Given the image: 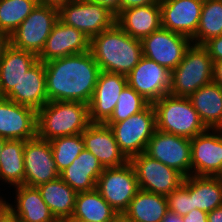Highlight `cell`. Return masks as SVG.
<instances>
[{
  "instance_id": "cell-37",
  "label": "cell",
  "mask_w": 222,
  "mask_h": 222,
  "mask_svg": "<svg viewBox=\"0 0 222 222\" xmlns=\"http://www.w3.org/2000/svg\"><path fill=\"white\" fill-rule=\"evenodd\" d=\"M202 46L208 51L213 63L222 60V35L211 38Z\"/></svg>"
},
{
  "instance_id": "cell-18",
  "label": "cell",
  "mask_w": 222,
  "mask_h": 222,
  "mask_svg": "<svg viewBox=\"0 0 222 222\" xmlns=\"http://www.w3.org/2000/svg\"><path fill=\"white\" fill-rule=\"evenodd\" d=\"M90 51V38L78 29L59 19L54 24L38 60L48 61Z\"/></svg>"
},
{
  "instance_id": "cell-42",
  "label": "cell",
  "mask_w": 222,
  "mask_h": 222,
  "mask_svg": "<svg viewBox=\"0 0 222 222\" xmlns=\"http://www.w3.org/2000/svg\"><path fill=\"white\" fill-rule=\"evenodd\" d=\"M213 81L222 87V60L213 63Z\"/></svg>"
},
{
  "instance_id": "cell-34",
  "label": "cell",
  "mask_w": 222,
  "mask_h": 222,
  "mask_svg": "<svg viewBox=\"0 0 222 222\" xmlns=\"http://www.w3.org/2000/svg\"><path fill=\"white\" fill-rule=\"evenodd\" d=\"M49 142L52 148L53 159L59 172L70 166L81 151L85 150L82 133L57 137Z\"/></svg>"
},
{
  "instance_id": "cell-1",
  "label": "cell",
  "mask_w": 222,
  "mask_h": 222,
  "mask_svg": "<svg viewBox=\"0 0 222 222\" xmlns=\"http://www.w3.org/2000/svg\"><path fill=\"white\" fill-rule=\"evenodd\" d=\"M48 101L89 104L100 73L90 51L44 63Z\"/></svg>"
},
{
  "instance_id": "cell-54",
  "label": "cell",
  "mask_w": 222,
  "mask_h": 222,
  "mask_svg": "<svg viewBox=\"0 0 222 222\" xmlns=\"http://www.w3.org/2000/svg\"><path fill=\"white\" fill-rule=\"evenodd\" d=\"M94 222H98V221H94ZM101 222H116V221H101Z\"/></svg>"
},
{
  "instance_id": "cell-49",
  "label": "cell",
  "mask_w": 222,
  "mask_h": 222,
  "mask_svg": "<svg viewBox=\"0 0 222 222\" xmlns=\"http://www.w3.org/2000/svg\"><path fill=\"white\" fill-rule=\"evenodd\" d=\"M68 222H83V221H80V220H77V219H73V218H68L66 219Z\"/></svg>"
},
{
  "instance_id": "cell-2",
  "label": "cell",
  "mask_w": 222,
  "mask_h": 222,
  "mask_svg": "<svg viewBox=\"0 0 222 222\" xmlns=\"http://www.w3.org/2000/svg\"><path fill=\"white\" fill-rule=\"evenodd\" d=\"M90 52L101 71L127 76L143 56L142 42L116 23L90 39Z\"/></svg>"
},
{
  "instance_id": "cell-32",
  "label": "cell",
  "mask_w": 222,
  "mask_h": 222,
  "mask_svg": "<svg viewBox=\"0 0 222 222\" xmlns=\"http://www.w3.org/2000/svg\"><path fill=\"white\" fill-rule=\"evenodd\" d=\"M222 35V0H204L199 25L192 44L203 45L211 38Z\"/></svg>"
},
{
  "instance_id": "cell-31",
  "label": "cell",
  "mask_w": 222,
  "mask_h": 222,
  "mask_svg": "<svg viewBox=\"0 0 222 222\" xmlns=\"http://www.w3.org/2000/svg\"><path fill=\"white\" fill-rule=\"evenodd\" d=\"M193 209L211 212L222 205V182L217 177L191 175Z\"/></svg>"
},
{
  "instance_id": "cell-36",
  "label": "cell",
  "mask_w": 222,
  "mask_h": 222,
  "mask_svg": "<svg viewBox=\"0 0 222 222\" xmlns=\"http://www.w3.org/2000/svg\"><path fill=\"white\" fill-rule=\"evenodd\" d=\"M168 210L185 216L193 210L191 198V175L186 177L183 184L166 196Z\"/></svg>"
},
{
  "instance_id": "cell-53",
  "label": "cell",
  "mask_w": 222,
  "mask_h": 222,
  "mask_svg": "<svg viewBox=\"0 0 222 222\" xmlns=\"http://www.w3.org/2000/svg\"><path fill=\"white\" fill-rule=\"evenodd\" d=\"M4 96L2 95V93H1V90H0V99H2Z\"/></svg>"
},
{
  "instance_id": "cell-19",
  "label": "cell",
  "mask_w": 222,
  "mask_h": 222,
  "mask_svg": "<svg viewBox=\"0 0 222 222\" xmlns=\"http://www.w3.org/2000/svg\"><path fill=\"white\" fill-rule=\"evenodd\" d=\"M204 0H160L162 27L192 39Z\"/></svg>"
},
{
  "instance_id": "cell-7",
  "label": "cell",
  "mask_w": 222,
  "mask_h": 222,
  "mask_svg": "<svg viewBox=\"0 0 222 222\" xmlns=\"http://www.w3.org/2000/svg\"><path fill=\"white\" fill-rule=\"evenodd\" d=\"M57 20V8L38 3L25 20L9 35L10 44L38 56Z\"/></svg>"
},
{
  "instance_id": "cell-3",
  "label": "cell",
  "mask_w": 222,
  "mask_h": 222,
  "mask_svg": "<svg viewBox=\"0 0 222 222\" xmlns=\"http://www.w3.org/2000/svg\"><path fill=\"white\" fill-rule=\"evenodd\" d=\"M37 137L50 141L81 134L91 123L88 104L79 101H48L37 110Z\"/></svg>"
},
{
  "instance_id": "cell-22",
  "label": "cell",
  "mask_w": 222,
  "mask_h": 222,
  "mask_svg": "<svg viewBox=\"0 0 222 222\" xmlns=\"http://www.w3.org/2000/svg\"><path fill=\"white\" fill-rule=\"evenodd\" d=\"M15 190L16 204L3 199L4 206L17 218L24 222H55L56 219L44 202L37 187L19 185Z\"/></svg>"
},
{
  "instance_id": "cell-52",
  "label": "cell",
  "mask_w": 222,
  "mask_h": 222,
  "mask_svg": "<svg viewBox=\"0 0 222 222\" xmlns=\"http://www.w3.org/2000/svg\"><path fill=\"white\" fill-rule=\"evenodd\" d=\"M3 204V197L0 195V206Z\"/></svg>"
},
{
  "instance_id": "cell-24",
  "label": "cell",
  "mask_w": 222,
  "mask_h": 222,
  "mask_svg": "<svg viewBox=\"0 0 222 222\" xmlns=\"http://www.w3.org/2000/svg\"><path fill=\"white\" fill-rule=\"evenodd\" d=\"M103 170L96 156L85 149L70 166L60 172L59 177L79 193L95 189Z\"/></svg>"
},
{
  "instance_id": "cell-25",
  "label": "cell",
  "mask_w": 222,
  "mask_h": 222,
  "mask_svg": "<svg viewBox=\"0 0 222 222\" xmlns=\"http://www.w3.org/2000/svg\"><path fill=\"white\" fill-rule=\"evenodd\" d=\"M37 61L38 56L33 52L15 48L11 44L6 47L0 59V90L4 97Z\"/></svg>"
},
{
  "instance_id": "cell-20",
  "label": "cell",
  "mask_w": 222,
  "mask_h": 222,
  "mask_svg": "<svg viewBox=\"0 0 222 222\" xmlns=\"http://www.w3.org/2000/svg\"><path fill=\"white\" fill-rule=\"evenodd\" d=\"M85 149L93 153L104 168L120 167L129 160L121 152L112 129L103 123H91L83 132Z\"/></svg>"
},
{
  "instance_id": "cell-17",
  "label": "cell",
  "mask_w": 222,
  "mask_h": 222,
  "mask_svg": "<svg viewBox=\"0 0 222 222\" xmlns=\"http://www.w3.org/2000/svg\"><path fill=\"white\" fill-rule=\"evenodd\" d=\"M127 85L123 74L100 71L92 98L88 104L90 123H105L116 107L120 93Z\"/></svg>"
},
{
  "instance_id": "cell-15",
  "label": "cell",
  "mask_w": 222,
  "mask_h": 222,
  "mask_svg": "<svg viewBox=\"0 0 222 222\" xmlns=\"http://www.w3.org/2000/svg\"><path fill=\"white\" fill-rule=\"evenodd\" d=\"M24 169V185L27 186L38 187L59 177L49 141L37 136L25 141Z\"/></svg>"
},
{
  "instance_id": "cell-35",
  "label": "cell",
  "mask_w": 222,
  "mask_h": 222,
  "mask_svg": "<svg viewBox=\"0 0 222 222\" xmlns=\"http://www.w3.org/2000/svg\"><path fill=\"white\" fill-rule=\"evenodd\" d=\"M150 103L128 84L120 93L116 107L106 122H120L144 110Z\"/></svg>"
},
{
  "instance_id": "cell-26",
  "label": "cell",
  "mask_w": 222,
  "mask_h": 222,
  "mask_svg": "<svg viewBox=\"0 0 222 222\" xmlns=\"http://www.w3.org/2000/svg\"><path fill=\"white\" fill-rule=\"evenodd\" d=\"M189 100L209 129H222V87L214 81L199 88Z\"/></svg>"
},
{
  "instance_id": "cell-43",
  "label": "cell",
  "mask_w": 222,
  "mask_h": 222,
  "mask_svg": "<svg viewBox=\"0 0 222 222\" xmlns=\"http://www.w3.org/2000/svg\"><path fill=\"white\" fill-rule=\"evenodd\" d=\"M207 222H222V205L208 212Z\"/></svg>"
},
{
  "instance_id": "cell-39",
  "label": "cell",
  "mask_w": 222,
  "mask_h": 222,
  "mask_svg": "<svg viewBox=\"0 0 222 222\" xmlns=\"http://www.w3.org/2000/svg\"><path fill=\"white\" fill-rule=\"evenodd\" d=\"M207 214V212L196 208L182 217L184 222H207Z\"/></svg>"
},
{
  "instance_id": "cell-38",
  "label": "cell",
  "mask_w": 222,
  "mask_h": 222,
  "mask_svg": "<svg viewBox=\"0 0 222 222\" xmlns=\"http://www.w3.org/2000/svg\"><path fill=\"white\" fill-rule=\"evenodd\" d=\"M97 3L108 9L111 13L117 16L121 12V0H89Z\"/></svg>"
},
{
  "instance_id": "cell-40",
  "label": "cell",
  "mask_w": 222,
  "mask_h": 222,
  "mask_svg": "<svg viewBox=\"0 0 222 222\" xmlns=\"http://www.w3.org/2000/svg\"><path fill=\"white\" fill-rule=\"evenodd\" d=\"M160 0H121V11L137 6L159 4Z\"/></svg>"
},
{
  "instance_id": "cell-21",
  "label": "cell",
  "mask_w": 222,
  "mask_h": 222,
  "mask_svg": "<svg viewBox=\"0 0 222 222\" xmlns=\"http://www.w3.org/2000/svg\"><path fill=\"white\" fill-rule=\"evenodd\" d=\"M5 98L36 111L41 109L48 102L44 63L38 60Z\"/></svg>"
},
{
  "instance_id": "cell-48",
  "label": "cell",
  "mask_w": 222,
  "mask_h": 222,
  "mask_svg": "<svg viewBox=\"0 0 222 222\" xmlns=\"http://www.w3.org/2000/svg\"><path fill=\"white\" fill-rule=\"evenodd\" d=\"M116 222H130V221L126 220L123 216H119V217L117 218V221H116Z\"/></svg>"
},
{
  "instance_id": "cell-41",
  "label": "cell",
  "mask_w": 222,
  "mask_h": 222,
  "mask_svg": "<svg viewBox=\"0 0 222 222\" xmlns=\"http://www.w3.org/2000/svg\"><path fill=\"white\" fill-rule=\"evenodd\" d=\"M0 222H24L21 219L15 217L5 206H0Z\"/></svg>"
},
{
  "instance_id": "cell-47",
  "label": "cell",
  "mask_w": 222,
  "mask_h": 222,
  "mask_svg": "<svg viewBox=\"0 0 222 222\" xmlns=\"http://www.w3.org/2000/svg\"><path fill=\"white\" fill-rule=\"evenodd\" d=\"M5 141H6V139L0 137V153H1V151H2V148H3V146H4Z\"/></svg>"
},
{
  "instance_id": "cell-9",
  "label": "cell",
  "mask_w": 222,
  "mask_h": 222,
  "mask_svg": "<svg viewBox=\"0 0 222 222\" xmlns=\"http://www.w3.org/2000/svg\"><path fill=\"white\" fill-rule=\"evenodd\" d=\"M96 189L112 208L122 216L139 190L132 164L127 162L120 167L104 168L97 180Z\"/></svg>"
},
{
  "instance_id": "cell-45",
  "label": "cell",
  "mask_w": 222,
  "mask_h": 222,
  "mask_svg": "<svg viewBox=\"0 0 222 222\" xmlns=\"http://www.w3.org/2000/svg\"><path fill=\"white\" fill-rule=\"evenodd\" d=\"M70 1L72 0H38L40 4L55 7L57 9L66 5Z\"/></svg>"
},
{
  "instance_id": "cell-6",
  "label": "cell",
  "mask_w": 222,
  "mask_h": 222,
  "mask_svg": "<svg viewBox=\"0 0 222 222\" xmlns=\"http://www.w3.org/2000/svg\"><path fill=\"white\" fill-rule=\"evenodd\" d=\"M104 124L112 129L121 152L128 160L145 152L149 140L157 129L156 114L152 104L126 120Z\"/></svg>"
},
{
  "instance_id": "cell-11",
  "label": "cell",
  "mask_w": 222,
  "mask_h": 222,
  "mask_svg": "<svg viewBox=\"0 0 222 222\" xmlns=\"http://www.w3.org/2000/svg\"><path fill=\"white\" fill-rule=\"evenodd\" d=\"M144 153L175 169L185 178L191 175V143L189 138L156 129Z\"/></svg>"
},
{
  "instance_id": "cell-30",
  "label": "cell",
  "mask_w": 222,
  "mask_h": 222,
  "mask_svg": "<svg viewBox=\"0 0 222 222\" xmlns=\"http://www.w3.org/2000/svg\"><path fill=\"white\" fill-rule=\"evenodd\" d=\"M24 145L23 140H6L0 153V181L12 187L24 184Z\"/></svg>"
},
{
  "instance_id": "cell-14",
  "label": "cell",
  "mask_w": 222,
  "mask_h": 222,
  "mask_svg": "<svg viewBox=\"0 0 222 222\" xmlns=\"http://www.w3.org/2000/svg\"><path fill=\"white\" fill-rule=\"evenodd\" d=\"M191 175L217 177L222 170V129H209L190 139Z\"/></svg>"
},
{
  "instance_id": "cell-27",
  "label": "cell",
  "mask_w": 222,
  "mask_h": 222,
  "mask_svg": "<svg viewBox=\"0 0 222 222\" xmlns=\"http://www.w3.org/2000/svg\"><path fill=\"white\" fill-rule=\"evenodd\" d=\"M37 188L56 220L72 217L78 193L60 177L41 184Z\"/></svg>"
},
{
  "instance_id": "cell-28",
  "label": "cell",
  "mask_w": 222,
  "mask_h": 222,
  "mask_svg": "<svg viewBox=\"0 0 222 222\" xmlns=\"http://www.w3.org/2000/svg\"><path fill=\"white\" fill-rule=\"evenodd\" d=\"M167 211L166 196L139 189L122 216L130 222H161Z\"/></svg>"
},
{
  "instance_id": "cell-5",
  "label": "cell",
  "mask_w": 222,
  "mask_h": 222,
  "mask_svg": "<svg viewBox=\"0 0 222 222\" xmlns=\"http://www.w3.org/2000/svg\"><path fill=\"white\" fill-rule=\"evenodd\" d=\"M213 81V61L202 45L191 44L182 61L171 72L169 93L189 98L199 88Z\"/></svg>"
},
{
  "instance_id": "cell-16",
  "label": "cell",
  "mask_w": 222,
  "mask_h": 222,
  "mask_svg": "<svg viewBox=\"0 0 222 222\" xmlns=\"http://www.w3.org/2000/svg\"><path fill=\"white\" fill-rule=\"evenodd\" d=\"M37 111L3 97L0 99V137L30 140L37 136Z\"/></svg>"
},
{
  "instance_id": "cell-12",
  "label": "cell",
  "mask_w": 222,
  "mask_h": 222,
  "mask_svg": "<svg viewBox=\"0 0 222 222\" xmlns=\"http://www.w3.org/2000/svg\"><path fill=\"white\" fill-rule=\"evenodd\" d=\"M143 56L173 71L182 61L191 39L161 27L142 40Z\"/></svg>"
},
{
  "instance_id": "cell-4",
  "label": "cell",
  "mask_w": 222,
  "mask_h": 222,
  "mask_svg": "<svg viewBox=\"0 0 222 222\" xmlns=\"http://www.w3.org/2000/svg\"><path fill=\"white\" fill-rule=\"evenodd\" d=\"M152 105L157 130L191 139L207 129L189 98L169 93Z\"/></svg>"
},
{
  "instance_id": "cell-33",
  "label": "cell",
  "mask_w": 222,
  "mask_h": 222,
  "mask_svg": "<svg viewBox=\"0 0 222 222\" xmlns=\"http://www.w3.org/2000/svg\"><path fill=\"white\" fill-rule=\"evenodd\" d=\"M38 3V0H0V29L11 35Z\"/></svg>"
},
{
  "instance_id": "cell-10",
  "label": "cell",
  "mask_w": 222,
  "mask_h": 222,
  "mask_svg": "<svg viewBox=\"0 0 222 222\" xmlns=\"http://www.w3.org/2000/svg\"><path fill=\"white\" fill-rule=\"evenodd\" d=\"M129 162L132 164L139 189L167 196L179 188L185 177L169 166L155 160L145 153L132 157Z\"/></svg>"
},
{
  "instance_id": "cell-13",
  "label": "cell",
  "mask_w": 222,
  "mask_h": 222,
  "mask_svg": "<svg viewBox=\"0 0 222 222\" xmlns=\"http://www.w3.org/2000/svg\"><path fill=\"white\" fill-rule=\"evenodd\" d=\"M126 77L127 84L150 104L169 94L171 71L145 56Z\"/></svg>"
},
{
  "instance_id": "cell-46",
  "label": "cell",
  "mask_w": 222,
  "mask_h": 222,
  "mask_svg": "<svg viewBox=\"0 0 222 222\" xmlns=\"http://www.w3.org/2000/svg\"><path fill=\"white\" fill-rule=\"evenodd\" d=\"M161 222H184V221L182 216L168 210L165 216L162 218Z\"/></svg>"
},
{
  "instance_id": "cell-23",
  "label": "cell",
  "mask_w": 222,
  "mask_h": 222,
  "mask_svg": "<svg viewBox=\"0 0 222 222\" xmlns=\"http://www.w3.org/2000/svg\"><path fill=\"white\" fill-rule=\"evenodd\" d=\"M116 24L133 38L142 40L162 27L160 4L122 10L116 16Z\"/></svg>"
},
{
  "instance_id": "cell-8",
  "label": "cell",
  "mask_w": 222,
  "mask_h": 222,
  "mask_svg": "<svg viewBox=\"0 0 222 222\" xmlns=\"http://www.w3.org/2000/svg\"><path fill=\"white\" fill-rule=\"evenodd\" d=\"M58 19L83 32L90 39L116 23L108 9L89 0H72L58 9Z\"/></svg>"
},
{
  "instance_id": "cell-44",
  "label": "cell",
  "mask_w": 222,
  "mask_h": 222,
  "mask_svg": "<svg viewBox=\"0 0 222 222\" xmlns=\"http://www.w3.org/2000/svg\"><path fill=\"white\" fill-rule=\"evenodd\" d=\"M10 44L9 35L0 29V59L3 56V53L6 47Z\"/></svg>"
},
{
  "instance_id": "cell-50",
  "label": "cell",
  "mask_w": 222,
  "mask_h": 222,
  "mask_svg": "<svg viewBox=\"0 0 222 222\" xmlns=\"http://www.w3.org/2000/svg\"><path fill=\"white\" fill-rule=\"evenodd\" d=\"M217 178L222 182V170H221L220 173L217 175Z\"/></svg>"
},
{
  "instance_id": "cell-51",
  "label": "cell",
  "mask_w": 222,
  "mask_h": 222,
  "mask_svg": "<svg viewBox=\"0 0 222 222\" xmlns=\"http://www.w3.org/2000/svg\"><path fill=\"white\" fill-rule=\"evenodd\" d=\"M55 222H68L66 219L63 220H56Z\"/></svg>"
},
{
  "instance_id": "cell-29",
  "label": "cell",
  "mask_w": 222,
  "mask_h": 222,
  "mask_svg": "<svg viewBox=\"0 0 222 222\" xmlns=\"http://www.w3.org/2000/svg\"><path fill=\"white\" fill-rule=\"evenodd\" d=\"M119 216L95 188L77 194L75 209L71 218L83 222H101L117 221Z\"/></svg>"
}]
</instances>
